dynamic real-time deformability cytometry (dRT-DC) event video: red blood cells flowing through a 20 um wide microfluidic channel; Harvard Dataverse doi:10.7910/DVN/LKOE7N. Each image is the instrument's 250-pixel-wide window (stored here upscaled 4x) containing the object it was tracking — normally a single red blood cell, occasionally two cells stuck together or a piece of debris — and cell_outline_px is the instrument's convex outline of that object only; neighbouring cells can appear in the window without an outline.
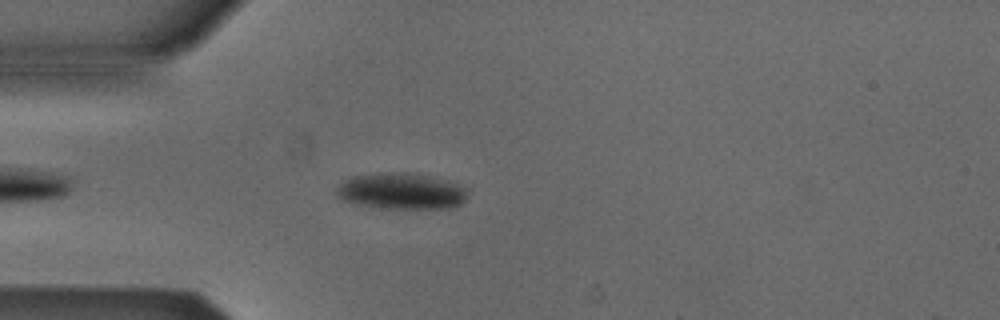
{"species": "Egyptian fruit bat (a non-hibernating species)", "species_latin": "Rousettus aegyptiacus", "temperature_condition": "cold", "stored_images_in_passage": 43, "camera_frame_rate_fps": 3000, "um_per_image_px": 0.085, "animal": {"sex": "male"}, "frame": {"image": 1, "passage_image": 5, "time_ms": 1.333, "image_size_px": [1000, 320], "cell_outline_px": [[468, 188], [464, 200], [460, 204], [448, 208], [388, 208], [356, 204], [340, 200], [336, 196], [336, 188], [344, 180], [352, 176], [380, 172], [408, 172], [428, 176], [444, 180]], "centroid_in_image_um": [34.05, 16.24], "position_along_channel_um": 51.0, "area_um2": 27.63}}
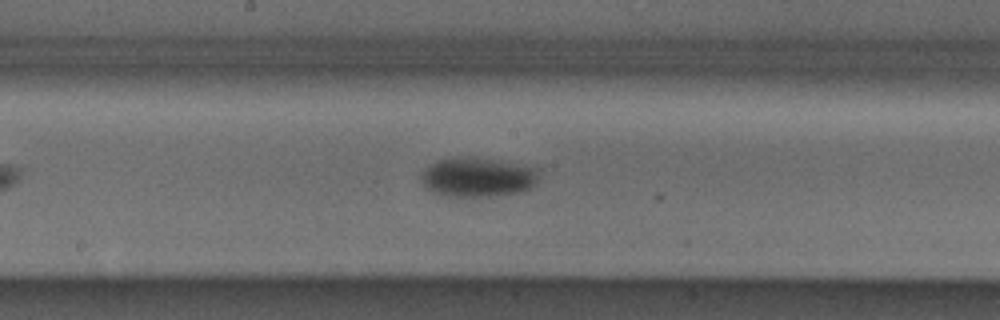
{"frame": {"image": 2, "passage_image": 18, "time_ms": 5.667, "image_size_px": [1000, 320], "cell_outline_px": [[540, 176], [536, 184], [532, 188], [520, 192], [492, 196], [444, 196], [432, 192], [420, 180], [420, 172], [424, 168], [436, 160], [464, 156], [536, 164], [540, 168]], "centroid_in_image_um": [40.7, 15.03], "position_along_channel_um": 207.5, "area_um2": 28.09}}
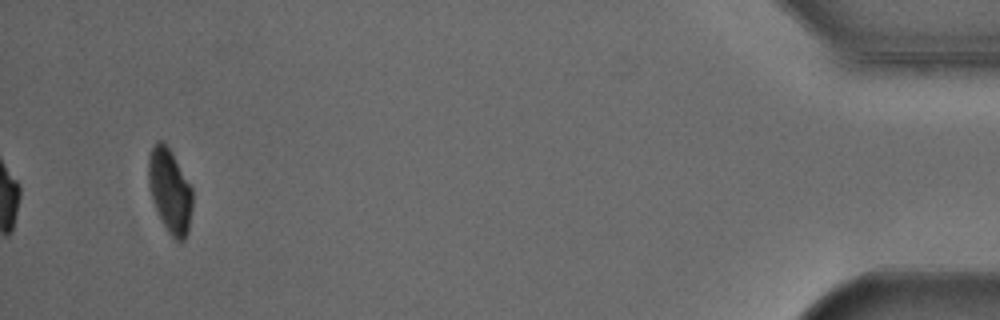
{"frame": {"image": 3, "passage_image": 41, "time_ms": 13.333, "image_size_px": [1000, 320], "cell_outline_px": [[192, 208], [188, 232], [184, 240], [176, 240], [168, 232], [152, 200], [148, 184], [148, 156], [152, 144], [160, 140], [168, 148], [192, 188]], "centroid_in_image_um": [14.42, 16.22], "position_along_channel_um": 420.8, "area_um2": 21.21}, "authors_computed_cell_mechanics": {"area_um2": 25.9522, "velocity_mm_per_s": 3.852, "shape_relaxation_time_tau1_ms": 11.0094, "shape_relaxation_time_tau2_ms": null, "deformation_change_tau1": 0.1616, "deformation_change_tau2": null}}